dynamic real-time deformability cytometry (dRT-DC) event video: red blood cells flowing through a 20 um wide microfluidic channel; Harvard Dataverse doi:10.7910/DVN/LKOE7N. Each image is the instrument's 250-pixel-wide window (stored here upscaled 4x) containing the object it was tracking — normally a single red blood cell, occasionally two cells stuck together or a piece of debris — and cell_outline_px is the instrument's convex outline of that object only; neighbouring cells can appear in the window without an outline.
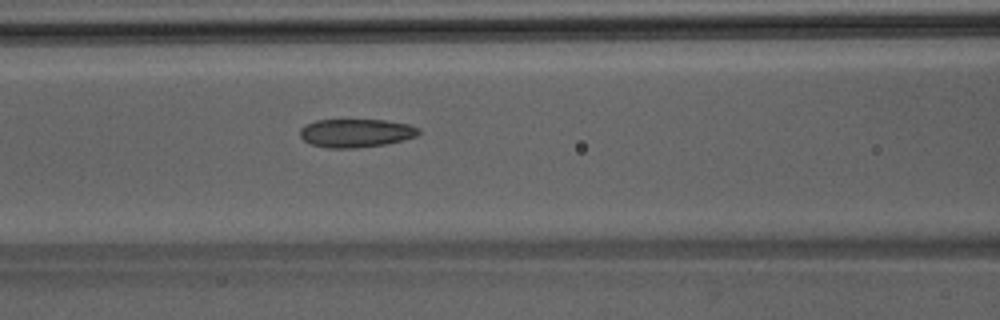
{"species": "Egyptian fruit bat (a non-hibernating species)", "species_latin": "Rousettus aegyptiacus", "temperature_condition": "room temperature", "stored_images_in_passage": 50, "camera_frame_rate_fps": 3000, "um_per_image_px": 0.085, "animal": {"sex": "male"}, "frame": {"image": 1, "passage_image": 21, "time_ms": 6.667, "image_size_px": [1000, 320], "cell_outline_px": [[420, 132], [416, 136], [404, 140], [384, 144], [356, 148], [328, 148], [312, 144], [304, 140], [300, 136], [300, 128], [316, 120], [388, 120], [408, 124], [420, 128]], "centroid_in_image_um": [30.28, 11.3], "position_along_channel_um": 136.3, "area_um2": 19.59}}
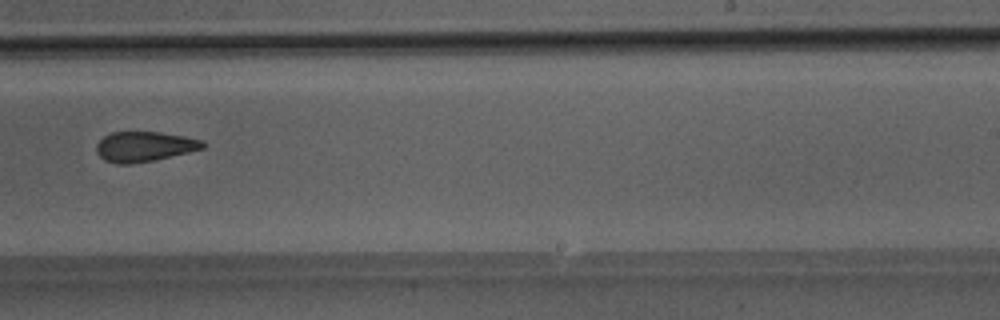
{"frame": {"image": 2, "passage_image": 31, "time_ms": 10.0, "image_size_px": [1000, 320], "cell_outline_px": [[204, 148], [188, 152], [152, 160], [132, 164], [116, 164], [104, 160], [96, 152], [96, 144], [104, 136], [112, 132], [160, 132], [184, 136], [204, 140]], "centroid_in_image_um": [12.24, 12.45], "position_along_channel_um": 276.8, "area_um2": 18.55}}
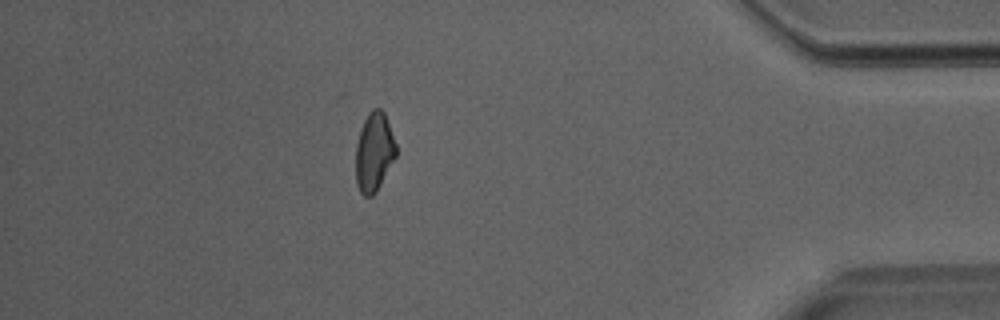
{"frame": {"image": 3, "passage_image": 43, "time_ms": 14.0, "image_size_px": [1000, 320], "cell_outline_px": [[396, 156], [376, 192], [372, 196], [364, 196], [360, 192], [356, 184], [356, 144], [360, 128], [368, 112], [372, 108], [380, 108], [384, 112], [396, 144]], "centroid_in_image_um": [31.78, 12.91], "position_along_channel_um": 403.4, "area_um2": 18.55}}